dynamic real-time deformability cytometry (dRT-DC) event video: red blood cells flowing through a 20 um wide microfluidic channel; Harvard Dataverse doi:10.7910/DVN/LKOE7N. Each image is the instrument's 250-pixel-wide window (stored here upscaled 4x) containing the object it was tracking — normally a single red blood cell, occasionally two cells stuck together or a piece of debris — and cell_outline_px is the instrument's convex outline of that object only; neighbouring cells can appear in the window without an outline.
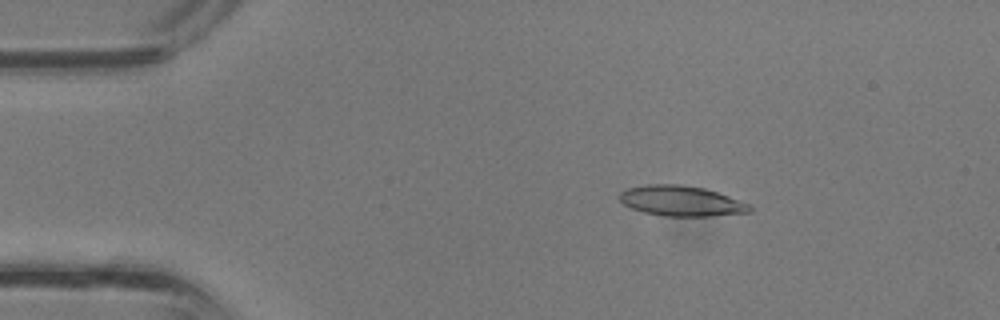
{"species": "common noctule bat (a hibernating species)", "species_latin": "Nyctalus noctula", "temperature_condition": "room temperature", "stored_images_in_passage": 9, "camera_frame_rate_fps": 3000, "um_per_image_px": 0.085, "animal": {"sex": "male", "body_mass_g": 13.3}, "frame": {"image": 1, "passage_image": 6, "time_ms": 1.667, "image_size_px": [1000, 320], "cell_outline_px": [[752, 212], [708, 216], [664, 216], [644, 212], [632, 208], [624, 204], [620, 200], [620, 192], [628, 188], [648, 184], [680, 184], [704, 188], [752, 204]], "centroid_in_image_um": [57.93, 17.08], "position_along_channel_um": 27.1, "area_um2": 22.95}}